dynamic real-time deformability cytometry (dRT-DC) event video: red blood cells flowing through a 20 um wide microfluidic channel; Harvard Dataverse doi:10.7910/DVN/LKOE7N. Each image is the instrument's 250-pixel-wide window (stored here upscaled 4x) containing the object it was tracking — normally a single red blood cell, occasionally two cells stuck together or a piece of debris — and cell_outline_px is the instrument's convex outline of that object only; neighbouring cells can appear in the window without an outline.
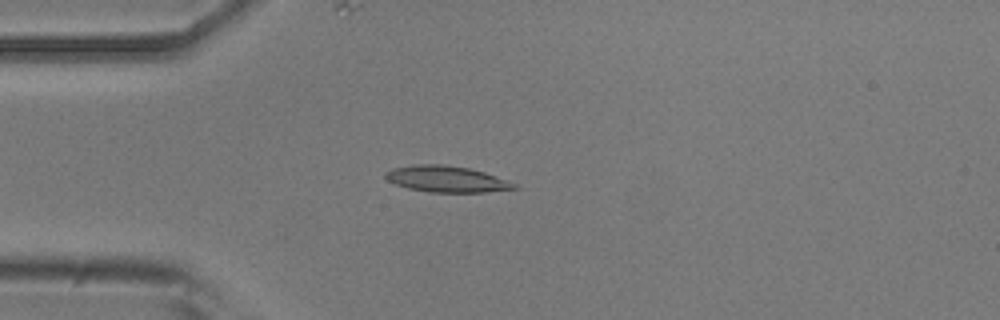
{"species": "common noctule bat (a hibernating species)", "species_latin": "Nyctalus noctula", "temperature_condition": "room temperature", "stored_images_in_passage": 40, "camera_frame_rate_fps": 3000, "um_per_image_px": 0.085, "animal": {"sex": "male", "body_mass_g": 20.5, "forearm_length_mm": 52.5}, "frame": {"image": 1, "passage_image": 1, "time_ms": 0.0, "image_size_px": [1000, 320], "cell_outline_px": [[520, 188], [484, 192], [428, 192], [408, 188], [396, 184], [388, 180], [384, 176], [384, 172], [392, 168], [412, 164], [440, 164], [468, 168], [484, 172], [516, 184]], "centroid_in_image_um": [37.91, 15.21], "position_along_channel_um": 47.1, "area_um2": 19.59}}
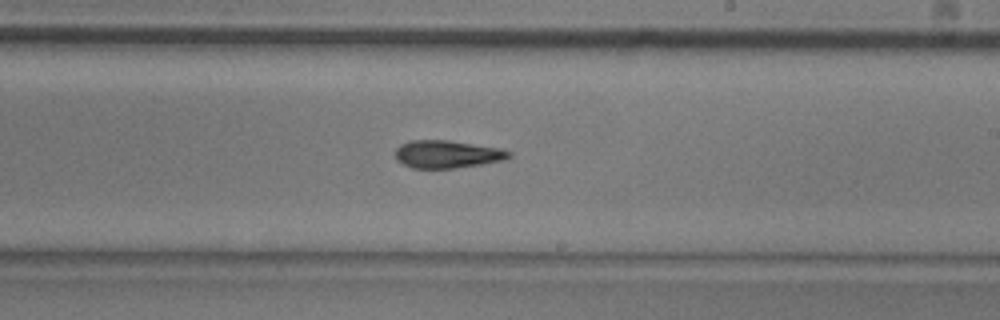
{"frame": {"image": 2, "passage_image": 18, "time_ms": 5.667, "image_size_px": [1000, 320], "cell_outline_px": [[512, 156], [504, 160], [456, 168], [412, 168], [396, 160], [396, 148], [400, 144], [412, 140], [448, 140], [500, 148], [512, 152]], "centroid_in_image_um": [38.01, 13.1], "position_along_channel_um": 251.0, "area_um2": 18.32}}
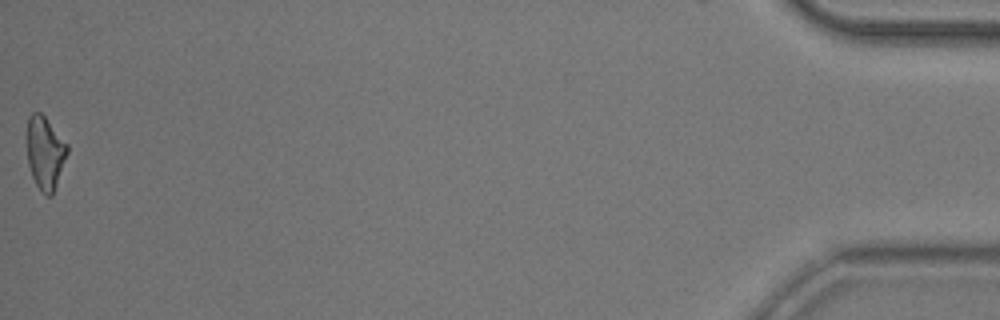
{"frame": {"image": 3, "passage_image": 40, "time_ms": 13.0, "image_size_px": [1000, 320], "cell_outline_px": [[68, 152], [52, 196], [48, 196], [36, 184], [32, 176], [28, 164], [28, 116], [32, 112], [40, 112], [44, 116], [68, 144]], "centroid_in_image_um": [3.85, 12.97], "position_along_channel_um": 431.4, "area_um2": 16.76}, "authors_computed_cell_mechanics": {"area_um2": 18.3226, "velocity_mm_per_s": 3.8279, "shape_relaxation_time_tau1_ms": 3.7507, "shape_relaxation_time_tau2_ms": null, "deformation_change_tau1": 0.1368, "deformation_change_tau2": null}}